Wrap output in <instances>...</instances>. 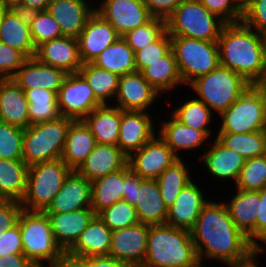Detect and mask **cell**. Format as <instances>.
Returning a JSON list of instances; mask_svg holds the SVG:
<instances>
[{
  "mask_svg": "<svg viewBox=\"0 0 266 267\" xmlns=\"http://www.w3.org/2000/svg\"><path fill=\"white\" fill-rule=\"evenodd\" d=\"M190 234L199 261L213 260L230 267L247 261L258 252L248 237L235 226L227 206L220 200H209Z\"/></svg>",
  "mask_w": 266,
  "mask_h": 267,
  "instance_id": "6da1fadb",
  "label": "cell"
},
{
  "mask_svg": "<svg viewBox=\"0 0 266 267\" xmlns=\"http://www.w3.org/2000/svg\"><path fill=\"white\" fill-rule=\"evenodd\" d=\"M220 65L233 70L255 85L266 75L261 33L238 23L225 24L217 40Z\"/></svg>",
  "mask_w": 266,
  "mask_h": 267,
  "instance_id": "7a4b0ae2",
  "label": "cell"
},
{
  "mask_svg": "<svg viewBox=\"0 0 266 267\" xmlns=\"http://www.w3.org/2000/svg\"><path fill=\"white\" fill-rule=\"evenodd\" d=\"M198 261L189 230L167 224L149 225L142 267H190Z\"/></svg>",
  "mask_w": 266,
  "mask_h": 267,
  "instance_id": "3957f363",
  "label": "cell"
},
{
  "mask_svg": "<svg viewBox=\"0 0 266 267\" xmlns=\"http://www.w3.org/2000/svg\"><path fill=\"white\" fill-rule=\"evenodd\" d=\"M18 223L23 253L36 267L55 266L64 257L45 212L22 209Z\"/></svg>",
  "mask_w": 266,
  "mask_h": 267,
  "instance_id": "277c9868",
  "label": "cell"
},
{
  "mask_svg": "<svg viewBox=\"0 0 266 267\" xmlns=\"http://www.w3.org/2000/svg\"><path fill=\"white\" fill-rule=\"evenodd\" d=\"M251 86L242 76L218 65L214 70L193 81L188 89L204 102L216 116L225 111ZM190 87V88H189Z\"/></svg>",
  "mask_w": 266,
  "mask_h": 267,
  "instance_id": "5b68a950",
  "label": "cell"
},
{
  "mask_svg": "<svg viewBox=\"0 0 266 267\" xmlns=\"http://www.w3.org/2000/svg\"><path fill=\"white\" fill-rule=\"evenodd\" d=\"M74 120L60 116L57 120L29 125L23 134V161L26 165L61 159L70 124Z\"/></svg>",
  "mask_w": 266,
  "mask_h": 267,
  "instance_id": "8992f818",
  "label": "cell"
},
{
  "mask_svg": "<svg viewBox=\"0 0 266 267\" xmlns=\"http://www.w3.org/2000/svg\"><path fill=\"white\" fill-rule=\"evenodd\" d=\"M71 172L62 159L29 166L26 191L20 202L23 209L44 212Z\"/></svg>",
  "mask_w": 266,
  "mask_h": 267,
  "instance_id": "52a82bcc",
  "label": "cell"
},
{
  "mask_svg": "<svg viewBox=\"0 0 266 267\" xmlns=\"http://www.w3.org/2000/svg\"><path fill=\"white\" fill-rule=\"evenodd\" d=\"M226 23L199 0H184L166 20L170 36L217 41Z\"/></svg>",
  "mask_w": 266,
  "mask_h": 267,
  "instance_id": "ba28073f",
  "label": "cell"
},
{
  "mask_svg": "<svg viewBox=\"0 0 266 267\" xmlns=\"http://www.w3.org/2000/svg\"><path fill=\"white\" fill-rule=\"evenodd\" d=\"M171 50L184 86L208 74L219 64L217 41L171 36Z\"/></svg>",
  "mask_w": 266,
  "mask_h": 267,
  "instance_id": "9c48e42d",
  "label": "cell"
},
{
  "mask_svg": "<svg viewBox=\"0 0 266 267\" xmlns=\"http://www.w3.org/2000/svg\"><path fill=\"white\" fill-rule=\"evenodd\" d=\"M216 133H251L266 131V105L255 85L249 86L239 98L223 111Z\"/></svg>",
  "mask_w": 266,
  "mask_h": 267,
  "instance_id": "30bf717a",
  "label": "cell"
},
{
  "mask_svg": "<svg viewBox=\"0 0 266 267\" xmlns=\"http://www.w3.org/2000/svg\"><path fill=\"white\" fill-rule=\"evenodd\" d=\"M57 103L60 115L74 121L83 120L95 108L103 105L79 72L66 75L57 93Z\"/></svg>",
  "mask_w": 266,
  "mask_h": 267,
  "instance_id": "8fae6325",
  "label": "cell"
},
{
  "mask_svg": "<svg viewBox=\"0 0 266 267\" xmlns=\"http://www.w3.org/2000/svg\"><path fill=\"white\" fill-rule=\"evenodd\" d=\"M95 1L96 4L98 3V7L97 5L95 7V12L109 22L120 37L144 25L153 18L144 0Z\"/></svg>",
  "mask_w": 266,
  "mask_h": 267,
  "instance_id": "7c38bea8",
  "label": "cell"
},
{
  "mask_svg": "<svg viewBox=\"0 0 266 267\" xmlns=\"http://www.w3.org/2000/svg\"><path fill=\"white\" fill-rule=\"evenodd\" d=\"M179 157L157 134L128 157L130 169L142 179L156 180Z\"/></svg>",
  "mask_w": 266,
  "mask_h": 267,
  "instance_id": "4fadbf2b",
  "label": "cell"
},
{
  "mask_svg": "<svg viewBox=\"0 0 266 267\" xmlns=\"http://www.w3.org/2000/svg\"><path fill=\"white\" fill-rule=\"evenodd\" d=\"M159 98L163 97L140 72L136 71L119 77L118 89L112 105L122 111L150 112L149 109L158 103Z\"/></svg>",
  "mask_w": 266,
  "mask_h": 267,
  "instance_id": "5bb4252c",
  "label": "cell"
},
{
  "mask_svg": "<svg viewBox=\"0 0 266 267\" xmlns=\"http://www.w3.org/2000/svg\"><path fill=\"white\" fill-rule=\"evenodd\" d=\"M202 150L204 152L198 154L200 159L198 162H202L203 167L205 166L203 170L207 171L204 174H208L210 179H215L217 182L221 181V185L223 181H227L228 185L229 180L231 186L233 183L235 185L246 159L234 150L226 148L216 138H213V142Z\"/></svg>",
  "mask_w": 266,
  "mask_h": 267,
  "instance_id": "9a60e30c",
  "label": "cell"
},
{
  "mask_svg": "<svg viewBox=\"0 0 266 267\" xmlns=\"http://www.w3.org/2000/svg\"><path fill=\"white\" fill-rule=\"evenodd\" d=\"M151 114L146 111L121 110L117 145L128 157L157 135L158 121Z\"/></svg>",
  "mask_w": 266,
  "mask_h": 267,
  "instance_id": "2e32d148",
  "label": "cell"
},
{
  "mask_svg": "<svg viewBox=\"0 0 266 267\" xmlns=\"http://www.w3.org/2000/svg\"><path fill=\"white\" fill-rule=\"evenodd\" d=\"M148 233L149 225L142 223L113 231L109 255L117 261L142 267L146 257Z\"/></svg>",
  "mask_w": 266,
  "mask_h": 267,
  "instance_id": "e0dca14e",
  "label": "cell"
},
{
  "mask_svg": "<svg viewBox=\"0 0 266 267\" xmlns=\"http://www.w3.org/2000/svg\"><path fill=\"white\" fill-rule=\"evenodd\" d=\"M196 182L192 180L180 191L174 204L168 208L165 224L189 231L194 227L201 210L212 198L206 197L205 187L201 188L198 180Z\"/></svg>",
  "mask_w": 266,
  "mask_h": 267,
  "instance_id": "ac0fdd59",
  "label": "cell"
},
{
  "mask_svg": "<svg viewBox=\"0 0 266 267\" xmlns=\"http://www.w3.org/2000/svg\"><path fill=\"white\" fill-rule=\"evenodd\" d=\"M95 2L51 0L46 11L58 22L63 36L78 38L88 19L95 13Z\"/></svg>",
  "mask_w": 266,
  "mask_h": 267,
  "instance_id": "d6986e66",
  "label": "cell"
},
{
  "mask_svg": "<svg viewBox=\"0 0 266 267\" xmlns=\"http://www.w3.org/2000/svg\"><path fill=\"white\" fill-rule=\"evenodd\" d=\"M119 37L115 28L95 12L78 37L81 62L92 63Z\"/></svg>",
  "mask_w": 266,
  "mask_h": 267,
  "instance_id": "ffe728a7",
  "label": "cell"
},
{
  "mask_svg": "<svg viewBox=\"0 0 266 267\" xmlns=\"http://www.w3.org/2000/svg\"><path fill=\"white\" fill-rule=\"evenodd\" d=\"M39 62L76 73L82 66L78 38L63 36L44 42L36 48L34 56Z\"/></svg>",
  "mask_w": 266,
  "mask_h": 267,
  "instance_id": "44dd1931",
  "label": "cell"
},
{
  "mask_svg": "<svg viewBox=\"0 0 266 267\" xmlns=\"http://www.w3.org/2000/svg\"><path fill=\"white\" fill-rule=\"evenodd\" d=\"M91 202V182L87 178L80 176L76 171H72L44 212L65 213L91 208Z\"/></svg>",
  "mask_w": 266,
  "mask_h": 267,
  "instance_id": "7402d4cb",
  "label": "cell"
},
{
  "mask_svg": "<svg viewBox=\"0 0 266 267\" xmlns=\"http://www.w3.org/2000/svg\"><path fill=\"white\" fill-rule=\"evenodd\" d=\"M168 115L170 119L166 117V120L158 116L157 121L161 123L158 125L157 134L179 158L182 156L180 152H195L212 141L202 131L182 124L171 113Z\"/></svg>",
  "mask_w": 266,
  "mask_h": 267,
  "instance_id": "603a6c76",
  "label": "cell"
},
{
  "mask_svg": "<svg viewBox=\"0 0 266 267\" xmlns=\"http://www.w3.org/2000/svg\"><path fill=\"white\" fill-rule=\"evenodd\" d=\"M127 164L128 156L118 145L97 143L76 172L92 182L109 173L123 169Z\"/></svg>",
  "mask_w": 266,
  "mask_h": 267,
  "instance_id": "cb8c5ba5",
  "label": "cell"
},
{
  "mask_svg": "<svg viewBox=\"0 0 266 267\" xmlns=\"http://www.w3.org/2000/svg\"><path fill=\"white\" fill-rule=\"evenodd\" d=\"M55 242L66 253L96 215L92 208L65 213H46Z\"/></svg>",
  "mask_w": 266,
  "mask_h": 267,
  "instance_id": "d4e9b609",
  "label": "cell"
},
{
  "mask_svg": "<svg viewBox=\"0 0 266 267\" xmlns=\"http://www.w3.org/2000/svg\"><path fill=\"white\" fill-rule=\"evenodd\" d=\"M231 199L223 202L227 206L235 226L256 247V219L259 214V191L236 189ZM235 194V195H234Z\"/></svg>",
  "mask_w": 266,
  "mask_h": 267,
  "instance_id": "484cf974",
  "label": "cell"
},
{
  "mask_svg": "<svg viewBox=\"0 0 266 267\" xmlns=\"http://www.w3.org/2000/svg\"><path fill=\"white\" fill-rule=\"evenodd\" d=\"M66 75L64 70L43 64L33 57L24 62L13 79L24 91L44 88L57 94Z\"/></svg>",
  "mask_w": 266,
  "mask_h": 267,
  "instance_id": "4316f807",
  "label": "cell"
},
{
  "mask_svg": "<svg viewBox=\"0 0 266 267\" xmlns=\"http://www.w3.org/2000/svg\"><path fill=\"white\" fill-rule=\"evenodd\" d=\"M111 238L112 231L95 215L65 255L81 260L109 255Z\"/></svg>",
  "mask_w": 266,
  "mask_h": 267,
  "instance_id": "83f0119b",
  "label": "cell"
},
{
  "mask_svg": "<svg viewBox=\"0 0 266 267\" xmlns=\"http://www.w3.org/2000/svg\"><path fill=\"white\" fill-rule=\"evenodd\" d=\"M29 103L25 91L13 78L0 81V121L27 128L29 126Z\"/></svg>",
  "mask_w": 266,
  "mask_h": 267,
  "instance_id": "f1b7e54d",
  "label": "cell"
},
{
  "mask_svg": "<svg viewBox=\"0 0 266 267\" xmlns=\"http://www.w3.org/2000/svg\"><path fill=\"white\" fill-rule=\"evenodd\" d=\"M0 41L22 52L27 58H33L36 54L28 15L17 9L11 8L5 14L0 28Z\"/></svg>",
  "mask_w": 266,
  "mask_h": 267,
  "instance_id": "f546056e",
  "label": "cell"
},
{
  "mask_svg": "<svg viewBox=\"0 0 266 267\" xmlns=\"http://www.w3.org/2000/svg\"><path fill=\"white\" fill-rule=\"evenodd\" d=\"M140 73L161 96L163 93H169V101H163L168 102L167 106L172 105L171 102L174 103L170 100L172 91L184 86L172 50L161 57V60L149 63Z\"/></svg>",
  "mask_w": 266,
  "mask_h": 267,
  "instance_id": "4dcf8cb0",
  "label": "cell"
},
{
  "mask_svg": "<svg viewBox=\"0 0 266 267\" xmlns=\"http://www.w3.org/2000/svg\"><path fill=\"white\" fill-rule=\"evenodd\" d=\"M137 203L134 206L139 222L147 225L165 224L168 207L165 205L156 180L145 179L137 187Z\"/></svg>",
  "mask_w": 266,
  "mask_h": 267,
  "instance_id": "1f68e13d",
  "label": "cell"
},
{
  "mask_svg": "<svg viewBox=\"0 0 266 267\" xmlns=\"http://www.w3.org/2000/svg\"><path fill=\"white\" fill-rule=\"evenodd\" d=\"M98 144L117 145L121 122V109L112 104L95 108L82 120Z\"/></svg>",
  "mask_w": 266,
  "mask_h": 267,
  "instance_id": "d6a6232c",
  "label": "cell"
},
{
  "mask_svg": "<svg viewBox=\"0 0 266 267\" xmlns=\"http://www.w3.org/2000/svg\"><path fill=\"white\" fill-rule=\"evenodd\" d=\"M97 142L82 120L73 121L68 129L61 159L76 171L95 148Z\"/></svg>",
  "mask_w": 266,
  "mask_h": 267,
  "instance_id": "836d02e7",
  "label": "cell"
},
{
  "mask_svg": "<svg viewBox=\"0 0 266 267\" xmlns=\"http://www.w3.org/2000/svg\"><path fill=\"white\" fill-rule=\"evenodd\" d=\"M184 98L182 104L170 110L171 114L182 124L202 131L209 139L212 140V138H215L212 137L215 128L211 126L215 123L213 119L216 114H214L204 102L196 97L188 96V99H186V97Z\"/></svg>",
  "mask_w": 266,
  "mask_h": 267,
  "instance_id": "e575fe53",
  "label": "cell"
},
{
  "mask_svg": "<svg viewBox=\"0 0 266 267\" xmlns=\"http://www.w3.org/2000/svg\"><path fill=\"white\" fill-rule=\"evenodd\" d=\"M28 165L0 158V199L21 202L26 191Z\"/></svg>",
  "mask_w": 266,
  "mask_h": 267,
  "instance_id": "d590c367",
  "label": "cell"
},
{
  "mask_svg": "<svg viewBox=\"0 0 266 267\" xmlns=\"http://www.w3.org/2000/svg\"><path fill=\"white\" fill-rule=\"evenodd\" d=\"M119 77L136 72L134 51L123 37H119L91 63Z\"/></svg>",
  "mask_w": 266,
  "mask_h": 267,
  "instance_id": "8d00e7d4",
  "label": "cell"
},
{
  "mask_svg": "<svg viewBox=\"0 0 266 267\" xmlns=\"http://www.w3.org/2000/svg\"><path fill=\"white\" fill-rule=\"evenodd\" d=\"M91 208L97 214L101 210L121 201L124 190V168L91 182Z\"/></svg>",
  "mask_w": 266,
  "mask_h": 267,
  "instance_id": "74e56055",
  "label": "cell"
},
{
  "mask_svg": "<svg viewBox=\"0 0 266 267\" xmlns=\"http://www.w3.org/2000/svg\"><path fill=\"white\" fill-rule=\"evenodd\" d=\"M183 159V157L179 158L156 179L163 201L168 208L174 204L180 191L195 178L191 175L193 171Z\"/></svg>",
  "mask_w": 266,
  "mask_h": 267,
  "instance_id": "f35d334b",
  "label": "cell"
},
{
  "mask_svg": "<svg viewBox=\"0 0 266 267\" xmlns=\"http://www.w3.org/2000/svg\"><path fill=\"white\" fill-rule=\"evenodd\" d=\"M226 148L234 150L246 160L266 154V131L251 133H215Z\"/></svg>",
  "mask_w": 266,
  "mask_h": 267,
  "instance_id": "ab89813d",
  "label": "cell"
},
{
  "mask_svg": "<svg viewBox=\"0 0 266 267\" xmlns=\"http://www.w3.org/2000/svg\"><path fill=\"white\" fill-rule=\"evenodd\" d=\"M25 95L29 103V125L57 120L61 116L55 92L34 88L25 90Z\"/></svg>",
  "mask_w": 266,
  "mask_h": 267,
  "instance_id": "60d3db41",
  "label": "cell"
},
{
  "mask_svg": "<svg viewBox=\"0 0 266 267\" xmlns=\"http://www.w3.org/2000/svg\"><path fill=\"white\" fill-rule=\"evenodd\" d=\"M92 88L95 97L104 104H113L119 76L91 63L82 64L78 71ZM111 100V101H110Z\"/></svg>",
  "mask_w": 266,
  "mask_h": 267,
  "instance_id": "b9f144b4",
  "label": "cell"
},
{
  "mask_svg": "<svg viewBox=\"0 0 266 267\" xmlns=\"http://www.w3.org/2000/svg\"><path fill=\"white\" fill-rule=\"evenodd\" d=\"M233 187L246 191H260L266 187V154L247 159Z\"/></svg>",
  "mask_w": 266,
  "mask_h": 267,
  "instance_id": "7bdbcfd3",
  "label": "cell"
},
{
  "mask_svg": "<svg viewBox=\"0 0 266 267\" xmlns=\"http://www.w3.org/2000/svg\"><path fill=\"white\" fill-rule=\"evenodd\" d=\"M96 215L112 232L140 223L135 207L123 200L101 210Z\"/></svg>",
  "mask_w": 266,
  "mask_h": 267,
  "instance_id": "ee69618b",
  "label": "cell"
},
{
  "mask_svg": "<svg viewBox=\"0 0 266 267\" xmlns=\"http://www.w3.org/2000/svg\"><path fill=\"white\" fill-rule=\"evenodd\" d=\"M30 33L35 47L63 37L60 25L47 11L28 14Z\"/></svg>",
  "mask_w": 266,
  "mask_h": 267,
  "instance_id": "f6af8a7d",
  "label": "cell"
},
{
  "mask_svg": "<svg viewBox=\"0 0 266 267\" xmlns=\"http://www.w3.org/2000/svg\"><path fill=\"white\" fill-rule=\"evenodd\" d=\"M166 31V20L153 17L149 22L127 32L123 39L134 53L156 41Z\"/></svg>",
  "mask_w": 266,
  "mask_h": 267,
  "instance_id": "bcb514c9",
  "label": "cell"
},
{
  "mask_svg": "<svg viewBox=\"0 0 266 267\" xmlns=\"http://www.w3.org/2000/svg\"><path fill=\"white\" fill-rule=\"evenodd\" d=\"M24 129L0 121V158L23 160Z\"/></svg>",
  "mask_w": 266,
  "mask_h": 267,
  "instance_id": "7dc6e473",
  "label": "cell"
},
{
  "mask_svg": "<svg viewBox=\"0 0 266 267\" xmlns=\"http://www.w3.org/2000/svg\"><path fill=\"white\" fill-rule=\"evenodd\" d=\"M171 50V36L165 31L156 41L134 53L136 71L140 72L149 63L161 60Z\"/></svg>",
  "mask_w": 266,
  "mask_h": 267,
  "instance_id": "c3c4849f",
  "label": "cell"
},
{
  "mask_svg": "<svg viewBox=\"0 0 266 267\" xmlns=\"http://www.w3.org/2000/svg\"><path fill=\"white\" fill-rule=\"evenodd\" d=\"M211 13L226 24L242 21L243 5L238 0H199Z\"/></svg>",
  "mask_w": 266,
  "mask_h": 267,
  "instance_id": "681fc988",
  "label": "cell"
},
{
  "mask_svg": "<svg viewBox=\"0 0 266 267\" xmlns=\"http://www.w3.org/2000/svg\"><path fill=\"white\" fill-rule=\"evenodd\" d=\"M27 59L22 52L0 41L1 78H13Z\"/></svg>",
  "mask_w": 266,
  "mask_h": 267,
  "instance_id": "f907efd6",
  "label": "cell"
},
{
  "mask_svg": "<svg viewBox=\"0 0 266 267\" xmlns=\"http://www.w3.org/2000/svg\"><path fill=\"white\" fill-rule=\"evenodd\" d=\"M242 22L259 33L266 31V0H249L243 6Z\"/></svg>",
  "mask_w": 266,
  "mask_h": 267,
  "instance_id": "816d5d0a",
  "label": "cell"
},
{
  "mask_svg": "<svg viewBox=\"0 0 266 267\" xmlns=\"http://www.w3.org/2000/svg\"><path fill=\"white\" fill-rule=\"evenodd\" d=\"M9 254H24L18 222L9 230H0V256Z\"/></svg>",
  "mask_w": 266,
  "mask_h": 267,
  "instance_id": "f5cc1de1",
  "label": "cell"
},
{
  "mask_svg": "<svg viewBox=\"0 0 266 267\" xmlns=\"http://www.w3.org/2000/svg\"><path fill=\"white\" fill-rule=\"evenodd\" d=\"M22 209L18 201L0 199V230L6 231L15 226Z\"/></svg>",
  "mask_w": 266,
  "mask_h": 267,
  "instance_id": "db71d44e",
  "label": "cell"
},
{
  "mask_svg": "<svg viewBox=\"0 0 266 267\" xmlns=\"http://www.w3.org/2000/svg\"><path fill=\"white\" fill-rule=\"evenodd\" d=\"M144 180L145 179L136 175L127 164L124 167V190L122 200L128 202L132 206H135L137 203V187H141Z\"/></svg>",
  "mask_w": 266,
  "mask_h": 267,
  "instance_id": "11a10c76",
  "label": "cell"
},
{
  "mask_svg": "<svg viewBox=\"0 0 266 267\" xmlns=\"http://www.w3.org/2000/svg\"><path fill=\"white\" fill-rule=\"evenodd\" d=\"M266 245V187L259 191V214L256 219V248Z\"/></svg>",
  "mask_w": 266,
  "mask_h": 267,
  "instance_id": "9f6ffc18",
  "label": "cell"
},
{
  "mask_svg": "<svg viewBox=\"0 0 266 267\" xmlns=\"http://www.w3.org/2000/svg\"><path fill=\"white\" fill-rule=\"evenodd\" d=\"M184 0H144L153 17L167 20L168 17Z\"/></svg>",
  "mask_w": 266,
  "mask_h": 267,
  "instance_id": "6f0895ef",
  "label": "cell"
},
{
  "mask_svg": "<svg viewBox=\"0 0 266 267\" xmlns=\"http://www.w3.org/2000/svg\"><path fill=\"white\" fill-rule=\"evenodd\" d=\"M91 267H136L127 262L117 261L111 255L91 256L85 259Z\"/></svg>",
  "mask_w": 266,
  "mask_h": 267,
  "instance_id": "680465c9",
  "label": "cell"
},
{
  "mask_svg": "<svg viewBox=\"0 0 266 267\" xmlns=\"http://www.w3.org/2000/svg\"><path fill=\"white\" fill-rule=\"evenodd\" d=\"M0 267H36L24 254L0 256Z\"/></svg>",
  "mask_w": 266,
  "mask_h": 267,
  "instance_id": "91938a15",
  "label": "cell"
},
{
  "mask_svg": "<svg viewBox=\"0 0 266 267\" xmlns=\"http://www.w3.org/2000/svg\"><path fill=\"white\" fill-rule=\"evenodd\" d=\"M51 0H22L15 8L25 14L46 11Z\"/></svg>",
  "mask_w": 266,
  "mask_h": 267,
  "instance_id": "94428289",
  "label": "cell"
},
{
  "mask_svg": "<svg viewBox=\"0 0 266 267\" xmlns=\"http://www.w3.org/2000/svg\"><path fill=\"white\" fill-rule=\"evenodd\" d=\"M52 267H91L85 260L76 259L64 255V257Z\"/></svg>",
  "mask_w": 266,
  "mask_h": 267,
  "instance_id": "6125c7cd",
  "label": "cell"
},
{
  "mask_svg": "<svg viewBox=\"0 0 266 267\" xmlns=\"http://www.w3.org/2000/svg\"><path fill=\"white\" fill-rule=\"evenodd\" d=\"M259 255H263V254L260 251H258L247 261L242 262V263H238L236 265H232L230 267H260L259 262H257L258 260H260ZM257 258H258V260H257Z\"/></svg>",
  "mask_w": 266,
  "mask_h": 267,
  "instance_id": "be15d7a7",
  "label": "cell"
},
{
  "mask_svg": "<svg viewBox=\"0 0 266 267\" xmlns=\"http://www.w3.org/2000/svg\"><path fill=\"white\" fill-rule=\"evenodd\" d=\"M256 88L261 92L266 105V75L260 79L256 84Z\"/></svg>",
  "mask_w": 266,
  "mask_h": 267,
  "instance_id": "e7e4bbea",
  "label": "cell"
},
{
  "mask_svg": "<svg viewBox=\"0 0 266 267\" xmlns=\"http://www.w3.org/2000/svg\"><path fill=\"white\" fill-rule=\"evenodd\" d=\"M11 8L5 6L1 1H0V28L2 26L5 14L10 10Z\"/></svg>",
  "mask_w": 266,
  "mask_h": 267,
  "instance_id": "03108f58",
  "label": "cell"
},
{
  "mask_svg": "<svg viewBox=\"0 0 266 267\" xmlns=\"http://www.w3.org/2000/svg\"><path fill=\"white\" fill-rule=\"evenodd\" d=\"M5 6L15 9L22 0H0Z\"/></svg>",
  "mask_w": 266,
  "mask_h": 267,
  "instance_id": "003e7915",
  "label": "cell"
},
{
  "mask_svg": "<svg viewBox=\"0 0 266 267\" xmlns=\"http://www.w3.org/2000/svg\"><path fill=\"white\" fill-rule=\"evenodd\" d=\"M261 35H262L263 46H264V55L266 59V31L262 32Z\"/></svg>",
  "mask_w": 266,
  "mask_h": 267,
  "instance_id": "a7ac6f4b",
  "label": "cell"
},
{
  "mask_svg": "<svg viewBox=\"0 0 266 267\" xmlns=\"http://www.w3.org/2000/svg\"><path fill=\"white\" fill-rule=\"evenodd\" d=\"M205 262L204 261H197L195 264H193L192 266L190 267H208V266H205L204 264Z\"/></svg>",
  "mask_w": 266,
  "mask_h": 267,
  "instance_id": "89a4df30",
  "label": "cell"
},
{
  "mask_svg": "<svg viewBox=\"0 0 266 267\" xmlns=\"http://www.w3.org/2000/svg\"><path fill=\"white\" fill-rule=\"evenodd\" d=\"M243 6L249 1V0H238Z\"/></svg>",
  "mask_w": 266,
  "mask_h": 267,
  "instance_id": "2644e50d",
  "label": "cell"
},
{
  "mask_svg": "<svg viewBox=\"0 0 266 267\" xmlns=\"http://www.w3.org/2000/svg\"><path fill=\"white\" fill-rule=\"evenodd\" d=\"M266 246H264L261 250H260V252L262 253V254H266V248H265Z\"/></svg>",
  "mask_w": 266,
  "mask_h": 267,
  "instance_id": "8c879c8a",
  "label": "cell"
}]
</instances>
